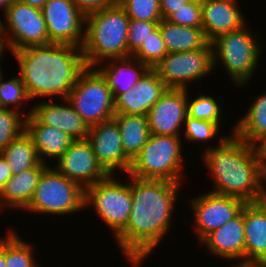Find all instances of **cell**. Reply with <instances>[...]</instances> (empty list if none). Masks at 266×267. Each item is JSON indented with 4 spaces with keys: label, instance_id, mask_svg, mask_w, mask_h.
<instances>
[{
    "label": "cell",
    "instance_id": "7dc6e473",
    "mask_svg": "<svg viewBox=\"0 0 266 267\" xmlns=\"http://www.w3.org/2000/svg\"><path fill=\"white\" fill-rule=\"evenodd\" d=\"M236 264H231L232 266L231 267H259L257 265H254V264H251V263H247V262H244V261H236L235 262Z\"/></svg>",
    "mask_w": 266,
    "mask_h": 267
},
{
    "label": "cell",
    "instance_id": "5bb4252c",
    "mask_svg": "<svg viewBox=\"0 0 266 267\" xmlns=\"http://www.w3.org/2000/svg\"><path fill=\"white\" fill-rule=\"evenodd\" d=\"M87 141L103 168L111 175L128 174L132 161L125 155L119 126L114 118L89 127Z\"/></svg>",
    "mask_w": 266,
    "mask_h": 267
},
{
    "label": "cell",
    "instance_id": "30bf717a",
    "mask_svg": "<svg viewBox=\"0 0 266 267\" xmlns=\"http://www.w3.org/2000/svg\"><path fill=\"white\" fill-rule=\"evenodd\" d=\"M167 88L187 89L188 84L199 83L214 75V58L211 43L202 49L168 53L153 68Z\"/></svg>",
    "mask_w": 266,
    "mask_h": 267
},
{
    "label": "cell",
    "instance_id": "4316f807",
    "mask_svg": "<svg viewBox=\"0 0 266 267\" xmlns=\"http://www.w3.org/2000/svg\"><path fill=\"white\" fill-rule=\"evenodd\" d=\"M125 155L133 161L147 143L151 133L146 116L115 114Z\"/></svg>",
    "mask_w": 266,
    "mask_h": 267
},
{
    "label": "cell",
    "instance_id": "681fc988",
    "mask_svg": "<svg viewBox=\"0 0 266 267\" xmlns=\"http://www.w3.org/2000/svg\"><path fill=\"white\" fill-rule=\"evenodd\" d=\"M0 36H4L3 34V21L0 19Z\"/></svg>",
    "mask_w": 266,
    "mask_h": 267
},
{
    "label": "cell",
    "instance_id": "bcb514c9",
    "mask_svg": "<svg viewBox=\"0 0 266 267\" xmlns=\"http://www.w3.org/2000/svg\"><path fill=\"white\" fill-rule=\"evenodd\" d=\"M15 0H0V9L4 13L7 11V9L14 3Z\"/></svg>",
    "mask_w": 266,
    "mask_h": 267
},
{
    "label": "cell",
    "instance_id": "e0dca14e",
    "mask_svg": "<svg viewBox=\"0 0 266 267\" xmlns=\"http://www.w3.org/2000/svg\"><path fill=\"white\" fill-rule=\"evenodd\" d=\"M31 106V114L41 124L62 130L73 140H85L87 138L89 126L74 110L66 98L55 99V101L54 99L41 100Z\"/></svg>",
    "mask_w": 266,
    "mask_h": 267
},
{
    "label": "cell",
    "instance_id": "ac0fdd59",
    "mask_svg": "<svg viewBox=\"0 0 266 267\" xmlns=\"http://www.w3.org/2000/svg\"><path fill=\"white\" fill-rule=\"evenodd\" d=\"M167 90L154 69H149L137 84L114 99L115 114L146 116Z\"/></svg>",
    "mask_w": 266,
    "mask_h": 267
},
{
    "label": "cell",
    "instance_id": "ab89813d",
    "mask_svg": "<svg viewBox=\"0 0 266 267\" xmlns=\"http://www.w3.org/2000/svg\"><path fill=\"white\" fill-rule=\"evenodd\" d=\"M11 177V168L8 165V162L0 154V192Z\"/></svg>",
    "mask_w": 266,
    "mask_h": 267
},
{
    "label": "cell",
    "instance_id": "9a60e30c",
    "mask_svg": "<svg viewBox=\"0 0 266 267\" xmlns=\"http://www.w3.org/2000/svg\"><path fill=\"white\" fill-rule=\"evenodd\" d=\"M52 166L84 189L110 175L97 160L87 139L74 140Z\"/></svg>",
    "mask_w": 266,
    "mask_h": 267
},
{
    "label": "cell",
    "instance_id": "f546056e",
    "mask_svg": "<svg viewBox=\"0 0 266 267\" xmlns=\"http://www.w3.org/2000/svg\"><path fill=\"white\" fill-rule=\"evenodd\" d=\"M5 235L6 267H39L35 247L32 242H25L14 229L8 227Z\"/></svg>",
    "mask_w": 266,
    "mask_h": 267
},
{
    "label": "cell",
    "instance_id": "f1b7e54d",
    "mask_svg": "<svg viewBox=\"0 0 266 267\" xmlns=\"http://www.w3.org/2000/svg\"><path fill=\"white\" fill-rule=\"evenodd\" d=\"M0 154L8 162L12 175L35 167L41 162L31 138L25 132L5 147Z\"/></svg>",
    "mask_w": 266,
    "mask_h": 267
},
{
    "label": "cell",
    "instance_id": "ba28073f",
    "mask_svg": "<svg viewBox=\"0 0 266 267\" xmlns=\"http://www.w3.org/2000/svg\"><path fill=\"white\" fill-rule=\"evenodd\" d=\"M116 175L111 174L106 179L85 188L84 200L85 210L93 208L113 237L126 227L132 206L131 176L126 174L127 177H123L126 181L124 182L120 180L122 177L116 178Z\"/></svg>",
    "mask_w": 266,
    "mask_h": 267
},
{
    "label": "cell",
    "instance_id": "ffe728a7",
    "mask_svg": "<svg viewBox=\"0 0 266 267\" xmlns=\"http://www.w3.org/2000/svg\"><path fill=\"white\" fill-rule=\"evenodd\" d=\"M239 5V0H201L202 28L210 42L248 23Z\"/></svg>",
    "mask_w": 266,
    "mask_h": 267
},
{
    "label": "cell",
    "instance_id": "2e32d148",
    "mask_svg": "<svg viewBox=\"0 0 266 267\" xmlns=\"http://www.w3.org/2000/svg\"><path fill=\"white\" fill-rule=\"evenodd\" d=\"M188 90L167 88L146 117L151 134L181 136L188 115Z\"/></svg>",
    "mask_w": 266,
    "mask_h": 267
},
{
    "label": "cell",
    "instance_id": "f35d334b",
    "mask_svg": "<svg viewBox=\"0 0 266 267\" xmlns=\"http://www.w3.org/2000/svg\"><path fill=\"white\" fill-rule=\"evenodd\" d=\"M191 0H160L162 19H167L175 10L180 9Z\"/></svg>",
    "mask_w": 266,
    "mask_h": 267
},
{
    "label": "cell",
    "instance_id": "c3c4849f",
    "mask_svg": "<svg viewBox=\"0 0 266 267\" xmlns=\"http://www.w3.org/2000/svg\"><path fill=\"white\" fill-rule=\"evenodd\" d=\"M263 159H266V142L260 147Z\"/></svg>",
    "mask_w": 266,
    "mask_h": 267
},
{
    "label": "cell",
    "instance_id": "8992f818",
    "mask_svg": "<svg viewBox=\"0 0 266 267\" xmlns=\"http://www.w3.org/2000/svg\"><path fill=\"white\" fill-rule=\"evenodd\" d=\"M182 143L181 136L151 134L132 161L128 175L139 179L167 180L184 184L187 178L183 173L186 160L183 158Z\"/></svg>",
    "mask_w": 266,
    "mask_h": 267
},
{
    "label": "cell",
    "instance_id": "d590c367",
    "mask_svg": "<svg viewBox=\"0 0 266 267\" xmlns=\"http://www.w3.org/2000/svg\"><path fill=\"white\" fill-rule=\"evenodd\" d=\"M160 21H140L129 20L127 47L131 55H133L145 41L149 34L159 27Z\"/></svg>",
    "mask_w": 266,
    "mask_h": 267
},
{
    "label": "cell",
    "instance_id": "52a82bcc",
    "mask_svg": "<svg viewBox=\"0 0 266 267\" xmlns=\"http://www.w3.org/2000/svg\"><path fill=\"white\" fill-rule=\"evenodd\" d=\"M84 200L85 189L50 164L42 173L29 204L22 211L54 218L72 216L85 210Z\"/></svg>",
    "mask_w": 266,
    "mask_h": 267
},
{
    "label": "cell",
    "instance_id": "836d02e7",
    "mask_svg": "<svg viewBox=\"0 0 266 267\" xmlns=\"http://www.w3.org/2000/svg\"><path fill=\"white\" fill-rule=\"evenodd\" d=\"M167 54L168 52L158 27L149 34L148 38L142 42L140 48L132 56L150 69H153Z\"/></svg>",
    "mask_w": 266,
    "mask_h": 267
},
{
    "label": "cell",
    "instance_id": "8d00e7d4",
    "mask_svg": "<svg viewBox=\"0 0 266 267\" xmlns=\"http://www.w3.org/2000/svg\"><path fill=\"white\" fill-rule=\"evenodd\" d=\"M166 20L180 26L202 27L201 0H191L175 10Z\"/></svg>",
    "mask_w": 266,
    "mask_h": 267
},
{
    "label": "cell",
    "instance_id": "f6af8a7d",
    "mask_svg": "<svg viewBox=\"0 0 266 267\" xmlns=\"http://www.w3.org/2000/svg\"><path fill=\"white\" fill-rule=\"evenodd\" d=\"M261 190L263 192H266V159H263V164H262Z\"/></svg>",
    "mask_w": 266,
    "mask_h": 267
},
{
    "label": "cell",
    "instance_id": "7a4b0ae2",
    "mask_svg": "<svg viewBox=\"0 0 266 267\" xmlns=\"http://www.w3.org/2000/svg\"><path fill=\"white\" fill-rule=\"evenodd\" d=\"M11 54L32 102L39 97L67 98L87 67L82 48L78 46L51 43L24 47Z\"/></svg>",
    "mask_w": 266,
    "mask_h": 267
},
{
    "label": "cell",
    "instance_id": "484cf974",
    "mask_svg": "<svg viewBox=\"0 0 266 267\" xmlns=\"http://www.w3.org/2000/svg\"><path fill=\"white\" fill-rule=\"evenodd\" d=\"M159 28L168 53L202 49L210 44L202 27L180 26L162 19Z\"/></svg>",
    "mask_w": 266,
    "mask_h": 267
},
{
    "label": "cell",
    "instance_id": "60d3db41",
    "mask_svg": "<svg viewBox=\"0 0 266 267\" xmlns=\"http://www.w3.org/2000/svg\"><path fill=\"white\" fill-rule=\"evenodd\" d=\"M266 217V192H261L257 195V197L252 202Z\"/></svg>",
    "mask_w": 266,
    "mask_h": 267
},
{
    "label": "cell",
    "instance_id": "74e56055",
    "mask_svg": "<svg viewBox=\"0 0 266 267\" xmlns=\"http://www.w3.org/2000/svg\"><path fill=\"white\" fill-rule=\"evenodd\" d=\"M76 8L84 15L87 16L91 13L101 11L104 8L113 6L117 0H72Z\"/></svg>",
    "mask_w": 266,
    "mask_h": 267
},
{
    "label": "cell",
    "instance_id": "1f68e13d",
    "mask_svg": "<svg viewBox=\"0 0 266 267\" xmlns=\"http://www.w3.org/2000/svg\"><path fill=\"white\" fill-rule=\"evenodd\" d=\"M190 92L188 91L187 100L188 116L213 122L221 128V124H223L221 119H224L222 117H225V114H222L223 107L220 106L217 98H214L210 94L205 95L204 93H200L194 98L190 96Z\"/></svg>",
    "mask_w": 266,
    "mask_h": 267
},
{
    "label": "cell",
    "instance_id": "e575fe53",
    "mask_svg": "<svg viewBox=\"0 0 266 267\" xmlns=\"http://www.w3.org/2000/svg\"><path fill=\"white\" fill-rule=\"evenodd\" d=\"M132 20L161 21L160 0H117Z\"/></svg>",
    "mask_w": 266,
    "mask_h": 267
},
{
    "label": "cell",
    "instance_id": "3957f363",
    "mask_svg": "<svg viewBox=\"0 0 266 267\" xmlns=\"http://www.w3.org/2000/svg\"><path fill=\"white\" fill-rule=\"evenodd\" d=\"M200 155L213 181L210 192L237 197L245 203H252L261 192L263 156L260 147L233 134Z\"/></svg>",
    "mask_w": 266,
    "mask_h": 267
},
{
    "label": "cell",
    "instance_id": "f907efd6",
    "mask_svg": "<svg viewBox=\"0 0 266 267\" xmlns=\"http://www.w3.org/2000/svg\"><path fill=\"white\" fill-rule=\"evenodd\" d=\"M2 61H0V79L3 77V75H4V73H3V69L1 68L2 67V63H1Z\"/></svg>",
    "mask_w": 266,
    "mask_h": 267
},
{
    "label": "cell",
    "instance_id": "4dcf8cb0",
    "mask_svg": "<svg viewBox=\"0 0 266 267\" xmlns=\"http://www.w3.org/2000/svg\"><path fill=\"white\" fill-rule=\"evenodd\" d=\"M4 79V76L0 79V108L13 109L28 117L32 113V107H29L26 113L21 108L26 107L31 99L20 75L11 76L8 80Z\"/></svg>",
    "mask_w": 266,
    "mask_h": 267
},
{
    "label": "cell",
    "instance_id": "277c9868",
    "mask_svg": "<svg viewBox=\"0 0 266 267\" xmlns=\"http://www.w3.org/2000/svg\"><path fill=\"white\" fill-rule=\"evenodd\" d=\"M129 20L118 2L85 16L82 53L86 66L96 67L108 59L132 56L127 47Z\"/></svg>",
    "mask_w": 266,
    "mask_h": 267
},
{
    "label": "cell",
    "instance_id": "8fae6325",
    "mask_svg": "<svg viewBox=\"0 0 266 267\" xmlns=\"http://www.w3.org/2000/svg\"><path fill=\"white\" fill-rule=\"evenodd\" d=\"M3 17V34L10 52L51 44L41 9L15 0Z\"/></svg>",
    "mask_w": 266,
    "mask_h": 267
},
{
    "label": "cell",
    "instance_id": "b9f144b4",
    "mask_svg": "<svg viewBox=\"0 0 266 267\" xmlns=\"http://www.w3.org/2000/svg\"><path fill=\"white\" fill-rule=\"evenodd\" d=\"M0 267H6L5 236L0 238Z\"/></svg>",
    "mask_w": 266,
    "mask_h": 267
},
{
    "label": "cell",
    "instance_id": "5b68a950",
    "mask_svg": "<svg viewBox=\"0 0 266 267\" xmlns=\"http://www.w3.org/2000/svg\"><path fill=\"white\" fill-rule=\"evenodd\" d=\"M249 23L241 28L219 35L210 43L213 49L214 71L222 66L233 86L243 88L249 86L255 76L262 59L263 42L261 32L249 27ZM251 28V29H250ZM248 85V86H247ZM243 86V87H242Z\"/></svg>",
    "mask_w": 266,
    "mask_h": 267
},
{
    "label": "cell",
    "instance_id": "d4e9b609",
    "mask_svg": "<svg viewBox=\"0 0 266 267\" xmlns=\"http://www.w3.org/2000/svg\"><path fill=\"white\" fill-rule=\"evenodd\" d=\"M252 102L244 116L234 122V135L248 144L261 147L266 142V92L257 94Z\"/></svg>",
    "mask_w": 266,
    "mask_h": 267
},
{
    "label": "cell",
    "instance_id": "d6a6232c",
    "mask_svg": "<svg viewBox=\"0 0 266 267\" xmlns=\"http://www.w3.org/2000/svg\"><path fill=\"white\" fill-rule=\"evenodd\" d=\"M25 120L16 110L0 108V152L25 132Z\"/></svg>",
    "mask_w": 266,
    "mask_h": 267
},
{
    "label": "cell",
    "instance_id": "6da1fadb",
    "mask_svg": "<svg viewBox=\"0 0 266 267\" xmlns=\"http://www.w3.org/2000/svg\"><path fill=\"white\" fill-rule=\"evenodd\" d=\"M182 185L131 176L129 220L113 239L132 267H140L170 233Z\"/></svg>",
    "mask_w": 266,
    "mask_h": 267
},
{
    "label": "cell",
    "instance_id": "7c38bea8",
    "mask_svg": "<svg viewBox=\"0 0 266 267\" xmlns=\"http://www.w3.org/2000/svg\"><path fill=\"white\" fill-rule=\"evenodd\" d=\"M189 201V206H192L193 228L196 231L198 244L208 234L237 216L246 204L237 197L216 194L210 191H206L204 194L202 192L201 195L190 198Z\"/></svg>",
    "mask_w": 266,
    "mask_h": 267
},
{
    "label": "cell",
    "instance_id": "d6986e66",
    "mask_svg": "<svg viewBox=\"0 0 266 267\" xmlns=\"http://www.w3.org/2000/svg\"><path fill=\"white\" fill-rule=\"evenodd\" d=\"M199 246H204L210 256L227 262L244 261V206L232 220L208 234Z\"/></svg>",
    "mask_w": 266,
    "mask_h": 267
},
{
    "label": "cell",
    "instance_id": "9c48e42d",
    "mask_svg": "<svg viewBox=\"0 0 266 267\" xmlns=\"http://www.w3.org/2000/svg\"><path fill=\"white\" fill-rule=\"evenodd\" d=\"M66 99L89 127L115 115L111 89L96 67L87 66L81 72Z\"/></svg>",
    "mask_w": 266,
    "mask_h": 267
},
{
    "label": "cell",
    "instance_id": "4fadbf2b",
    "mask_svg": "<svg viewBox=\"0 0 266 267\" xmlns=\"http://www.w3.org/2000/svg\"><path fill=\"white\" fill-rule=\"evenodd\" d=\"M41 11L50 43L82 48L85 38V16L72 0H48Z\"/></svg>",
    "mask_w": 266,
    "mask_h": 267
},
{
    "label": "cell",
    "instance_id": "44dd1931",
    "mask_svg": "<svg viewBox=\"0 0 266 267\" xmlns=\"http://www.w3.org/2000/svg\"><path fill=\"white\" fill-rule=\"evenodd\" d=\"M25 133L31 138L40 161L48 165L53 161L54 164L74 141L66 132L41 124L32 114L26 117Z\"/></svg>",
    "mask_w": 266,
    "mask_h": 267
},
{
    "label": "cell",
    "instance_id": "83f0119b",
    "mask_svg": "<svg viewBox=\"0 0 266 267\" xmlns=\"http://www.w3.org/2000/svg\"><path fill=\"white\" fill-rule=\"evenodd\" d=\"M233 128L230 130V134L226 133L224 134L223 131H221V129L217 124L210 122V121H206V120H199V119H195L192 118L190 116H186V119L184 121V126H183V131L181 134V137L184 139V142L186 140H188V144L190 143H195V144H201L203 143V145L201 146L202 151L203 150H208L211 148H214L216 146H219L228 136H231L234 134V126H232ZM221 132V133H220ZM223 133V134H222ZM220 134V136H219ZM183 135V136H182ZM217 138H219L218 140H216ZM217 141L216 144L218 145H213L214 142L212 143V141ZM212 145H211V143ZM205 146V147H203Z\"/></svg>",
    "mask_w": 266,
    "mask_h": 267
},
{
    "label": "cell",
    "instance_id": "7bdbcfd3",
    "mask_svg": "<svg viewBox=\"0 0 266 267\" xmlns=\"http://www.w3.org/2000/svg\"><path fill=\"white\" fill-rule=\"evenodd\" d=\"M18 1L41 9L48 0H18Z\"/></svg>",
    "mask_w": 266,
    "mask_h": 267
},
{
    "label": "cell",
    "instance_id": "ee69618b",
    "mask_svg": "<svg viewBox=\"0 0 266 267\" xmlns=\"http://www.w3.org/2000/svg\"><path fill=\"white\" fill-rule=\"evenodd\" d=\"M8 51L9 49L6 43L5 36H0V61H3L4 55Z\"/></svg>",
    "mask_w": 266,
    "mask_h": 267
},
{
    "label": "cell",
    "instance_id": "603a6c76",
    "mask_svg": "<svg viewBox=\"0 0 266 267\" xmlns=\"http://www.w3.org/2000/svg\"><path fill=\"white\" fill-rule=\"evenodd\" d=\"M96 68L105 77L114 99L133 88L150 69L133 56L108 59Z\"/></svg>",
    "mask_w": 266,
    "mask_h": 267
},
{
    "label": "cell",
    "instance_id": "cb8c5ba5",
    "mask_svg": "<svg viewBox=\"0 0 266 267\" xmlns=\"http://www.w3.org/2000/svg\"><path fill=\"white\" fill-rule=\"evenodd\" d=\"M244 262L266 267V217L253 204L244 205Z\"/></svg>",
    "mask_w": 266,
    "mask_h": 267
},
{
    "label": "cell",
    "instance_id": "7402d4cb",
    "mask_svg": "<svg viewBox=\"0 0 266 267\" xmlns=\"http://www.w3.org/2000/svg\"><path fill=\"white\" fill-rule=\"evenodd\" d=\"M49 165L40 162L37 166L12 175L0 192V213L3 210H23L30 202L40 177Z\"/></svg>",
    "mask_w": 266,
    "mask_h": 267
}]
</instances>
